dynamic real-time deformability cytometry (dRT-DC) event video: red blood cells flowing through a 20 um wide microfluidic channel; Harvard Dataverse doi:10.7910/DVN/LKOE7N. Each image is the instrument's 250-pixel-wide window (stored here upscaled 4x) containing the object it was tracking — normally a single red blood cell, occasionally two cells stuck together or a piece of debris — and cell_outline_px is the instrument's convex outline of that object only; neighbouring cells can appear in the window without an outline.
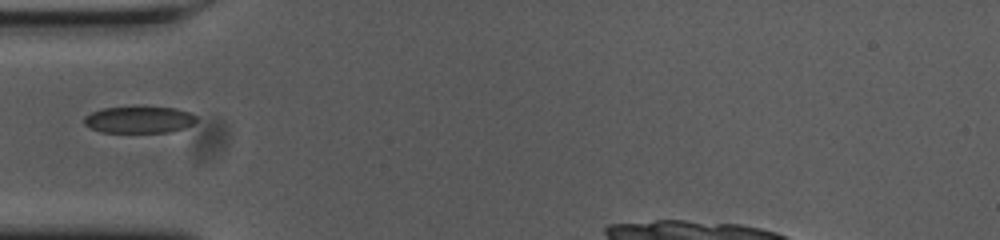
{"species": "common noctule bat (a hibernating species)", "species_latin": "Nyctalus noctula", "temperature_condition": "cold", "stored_images_in_passage": 36, "camera_frame_rate_fps": 3000, "um_per_image_px": 0.085, "animal": {"sex": "female", "body_mass_g": 23.0, "forearm_length_mm": 53.4}, "frame": {"image": 1, "passage_image": 1, "time_ms": 0.0, "image_size_px": [1000, 240], "cell_outline_px": [[196, 120], [192, 124], [184, 128], [168, 132], [100, 132], [84, 124], [84, 116], [92, 112], [104, 108], [136, 104], [176, 108], [188, 112], [196, 116]], "centroid_in_image_um": [11.81, 10.13], "position_along_channel_um": 73.2, "area_um2": 18.09}}
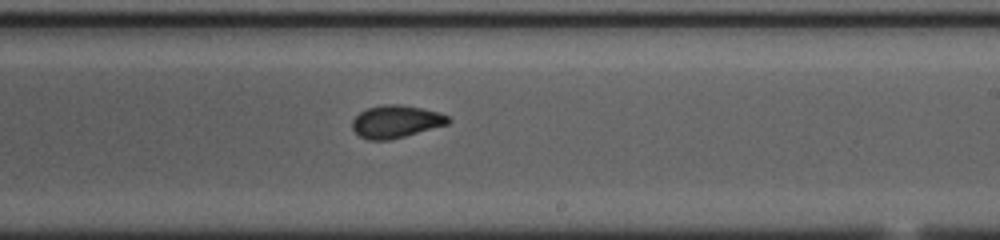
{"frame": {"image": 2, "passage_image": 16, "time_ms": 5.0, "image_size_px": [1000, 240], "cell_outline_px": [[452, 120], [448, 124], [404, 136], [388, 140], [368, 140], [360, 136], [352, 128], [352, 120], [360, 112], [368, 108], [384, 104], [400, 104], [424, 108], [440, 112], [448, 116]], "centroid_in_image_um": [33.67, 10.32], "position_along_channel_um": 255.3, "area_um2": 18.21}}
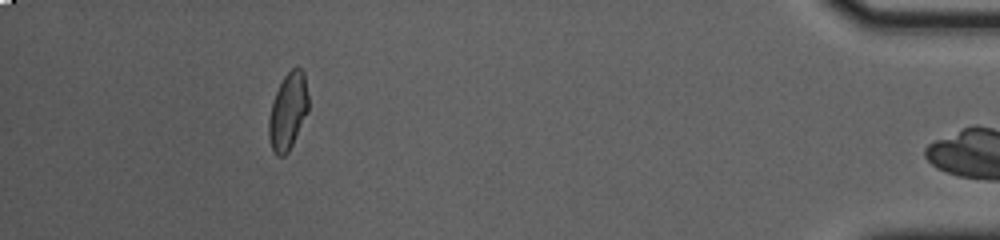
{"frame": {"image": 3, "passage_image": 34, "time_ms": 11.0, "image_size_px": [1000, 240], "cell_outline_px": [[308, 112], [288, 152], [284, 156], [276, 156], [272, 148], [268, 136], [268, 120], [272, 104], [276, 92], [284, 76], [292, 68], [300, 68], [304, 72], [308, 96]], "centroid_in_image_um": [24.48, 9.47], "position_along_channel_um": 410.7, "area_um2": 17.57}}